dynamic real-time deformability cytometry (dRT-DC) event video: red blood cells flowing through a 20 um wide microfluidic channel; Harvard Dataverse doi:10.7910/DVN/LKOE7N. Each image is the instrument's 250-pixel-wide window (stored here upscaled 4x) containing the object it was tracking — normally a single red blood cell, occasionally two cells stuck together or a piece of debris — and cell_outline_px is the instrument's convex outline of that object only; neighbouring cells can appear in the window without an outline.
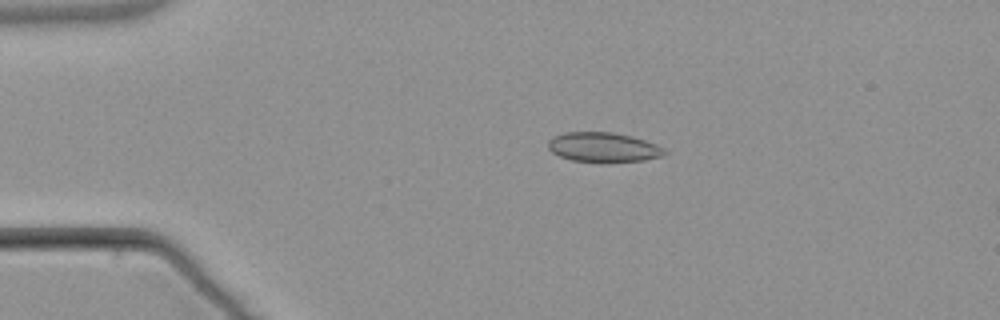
{"species": "common noctule bat (a hibernating species)", "species_latin": "Nyctalus noctula", "temperature_condition": "warm", "stored_images_in_passage": 4, "camera_frame_rate_fps": 3000, "um_per_image_px": 0.085, "animal": {"sex": "male", "body_mass_g": 21.5, "forearm_length_mm": 52.0}, "frame": {"image": 1, "passage_image": 3, "time_ms": 3.0, "image_size_px": [1000, 320], "cell_outline_px": [[668, 152], [664, 156], [644, 160], [572, 160], [560, 156], [552, 152], [548, 148], [548, 140], [552, 136], [564, 132], [612, 132], [632, 136], [656, 144], [664, 148]], "centroid_in_image_um": [51.28, 12.48], "position_along_channel_um": 33.7, "area_um2": 19.65}}